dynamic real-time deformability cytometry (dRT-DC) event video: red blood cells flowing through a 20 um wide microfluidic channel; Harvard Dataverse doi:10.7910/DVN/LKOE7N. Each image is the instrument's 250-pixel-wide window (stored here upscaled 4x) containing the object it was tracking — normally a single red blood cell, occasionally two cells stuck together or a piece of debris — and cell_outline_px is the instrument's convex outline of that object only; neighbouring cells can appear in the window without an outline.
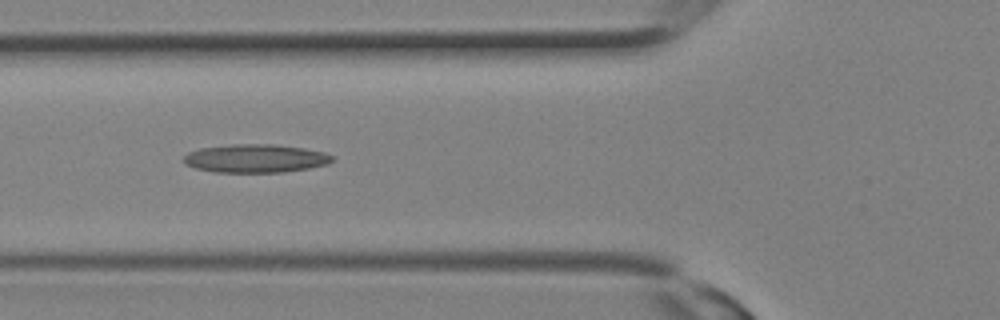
{"species": "Egyptian fruit bat (a non-hibernating species)", "species_latin": "Rousettus aegyptiacus", "temperature_condition": "room temperature", "stored_images_in_passage": 18, "camera_frame_rate_fps": 3000, "um_per_image_px": 0.085, "animal": {"sex": "female"}, "frame": {"image": 1, "passage_image": 11, "time_ms": 3.333, "image_size_px": [1000, 320], "cell_outline_px": [[336, 160], [328, 164], [308, 168], [284, 172], [216, 172], [196, 168], [188, 164], [184, 160], [184, 156], [188, 152], [200, 148], [232, 144], [272, 144], [304, 148], [324, 152], [332, 156]], "centroid_in_image_um": [21.76, 13.46], "position_along_channel_um": 104.0, "area_um2": 24.45}}
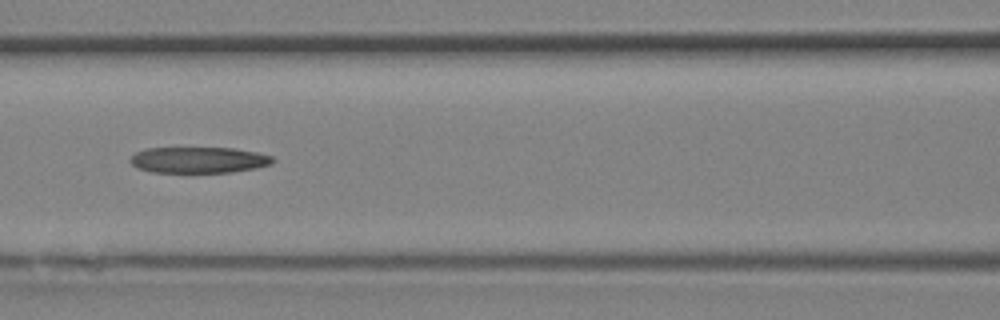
{"frame": {"image": 2, "passage_image": 13, "time_ms": 4.0, "image_size_px": [1000, 320], "cell_outline_px": [[276, 160], [272, 164], [256, 168], [232, 172], [152, 172], [136, 168], [128, 160], [136, 152], [148, 148], [232, 148], [256, 152], [272, 156]], "centroid_in_image_um": [16.89, 13.6], "position_along_channel_um": 149.7, "area_um2": 21.68}}
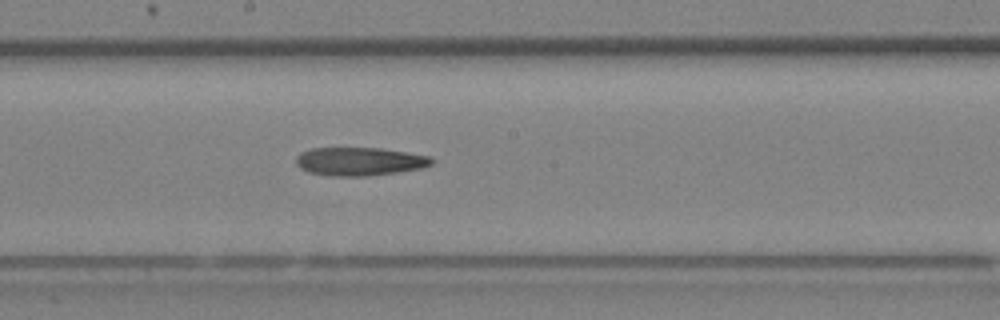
{"frame": {"image": 3, "passage_image": 16, "time_ms": 5.0, "image_size_px": [1000, 320], "cell_outline_px": [[432, 164], [424, 168], [368, 176], [332, 176], [308, 172], [300, 168], [296, 164], [296, 156], [300, 152], [312, 148], [380, 148], [432, 156]], "centroid_in_image_um": [30.56, 13.72], "position_along_channel_um": 217.6, "area_um2": 22.48}}